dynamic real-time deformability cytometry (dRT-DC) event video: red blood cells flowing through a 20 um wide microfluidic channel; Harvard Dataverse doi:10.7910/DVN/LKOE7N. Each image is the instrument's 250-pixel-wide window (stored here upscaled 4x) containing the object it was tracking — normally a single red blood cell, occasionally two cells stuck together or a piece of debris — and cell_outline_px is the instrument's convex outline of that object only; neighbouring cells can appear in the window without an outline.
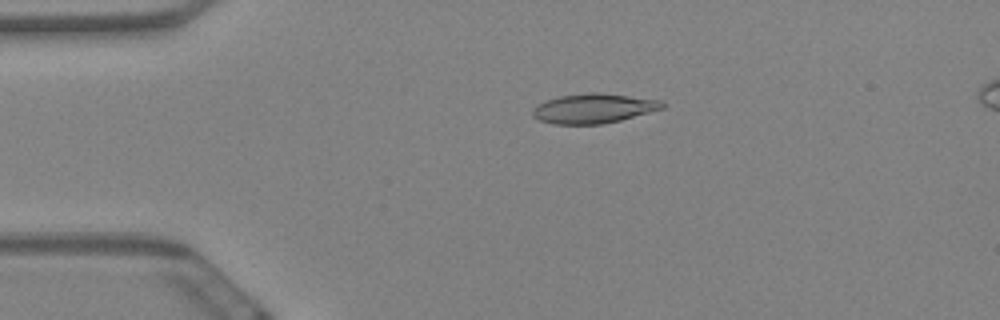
{"species": "Egyptian fruit bat (a non-hibernating species)", "species_latin": "Rousettus aegyptiacus", "temperature_condition": "warm", "stored_images_in_passage": 58, "camera_frame_rate_fps": 3000, "um_per_image_px": 0.085, "animal": {"sex": "female"}, "frame": {"image": 1, "passage_image": 12, "time_ms": 3.667, "image_size_px": [1000, 320], "cell_outline_px": [[664, 108], [620, 120], [600, 124], [552, 124], [540, 120], [532, 116], [532, 108], [536, 104], [544, 100], [560, 96], [588, 92], [600, 92], [660, 100], [664, 104]], "centroid_in_image_um": [50.39, 9.21], "position_along_channel_um": 34.6, "area_um2": 22.43}}
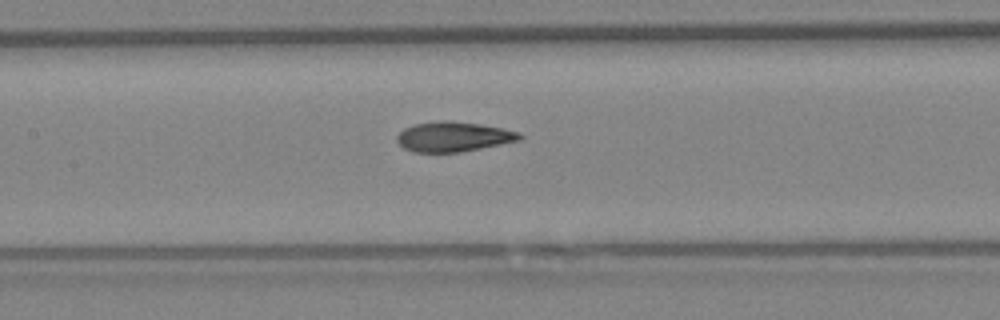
{"frame": {"image": 2, "passage_image": 27, "time_ms": 8.667, "image_size_px": [1000, 320], "cell_outline_px": [[524, 136], [520, 140], [460, 152], [412, 152], [404, 148], [396, 140], [396, 136], [404, 128], [416, 124], [440, 120], [444, 120], [480, 124], [504, 128], [520, 132]], "centroid_in_image_um": [38.55, 11.62], "position_along_channel_um": 168.9, "area_um2": 21.33}}
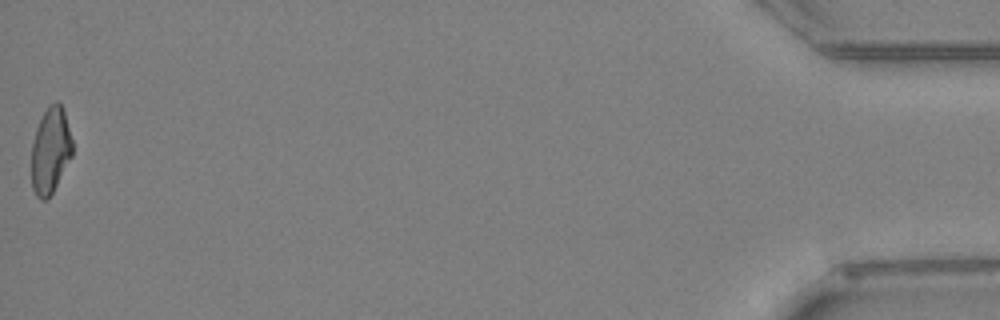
{"frame": {"image": 3, "passage_image": 58, "time_ms": 19.0, "image_size_px": [1000, 320], "cell_outline_px": [[72, 156], [48, 200], [40, 200], [36, 196], [32, 188], [32, 144], [36, 128], [48, 104], [56, 100], [60, 104], [64, 112], [72, 140]], "centroid_in_image_um": [4.28, 12.81], "position_along_channel_um": 430.9, "area_um2": 20.46}, "authors_computed_cell_mechanics": {"area_um2": 21.6172, "velocity_mm_per_s": 3.4957, "shape_relaxation_time_tau1_ms": 10.5829, "shape_relaxation_time_tau2_ms": 2.1195, "deformation_change_tau1": 0.2388, "deformation_change_tau2": 0.0911}}